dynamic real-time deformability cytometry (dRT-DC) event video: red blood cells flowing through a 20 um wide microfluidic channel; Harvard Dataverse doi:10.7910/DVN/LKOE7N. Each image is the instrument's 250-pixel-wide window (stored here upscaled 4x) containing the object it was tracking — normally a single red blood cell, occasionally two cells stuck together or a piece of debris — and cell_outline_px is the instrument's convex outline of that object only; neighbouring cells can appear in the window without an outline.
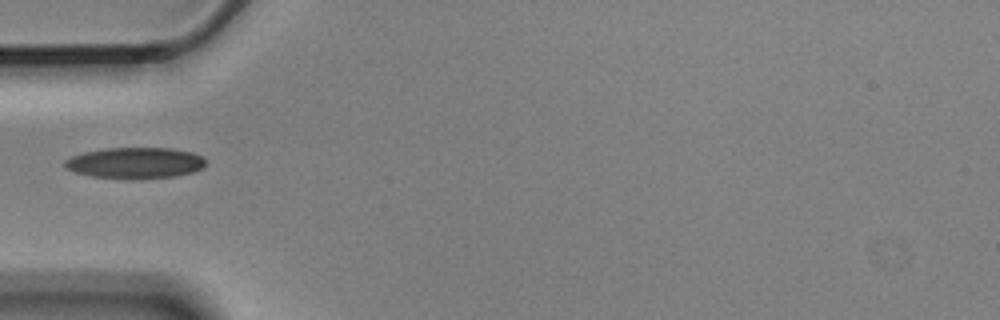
{"species": "Egyptian fruit bat (a non-hibernating species)", "species_latin": "Rousettus aegyptiacus", "temperature_condition": "cold", "stored_images_in_passage": 5, "camera_frame_rate_fps": 3000, "um_per_image_px": 0.085, "animal": {"sex": "male"}, "frame": {"image": 1, "passage_image": 1, "time_ms": 0.0, "image_size_px": [1000, 320], "cell_outline_px": [[204, 168], [192, 172], [176, 176], [92, 176], [76, 172], [64, 168], [64, 160], [72, 156], [84, 152], [108, 148], [172, 148], [192, 152], [200, 156], [204, 160]], "centroid_in_image_um": [11.48, 13.8], "position_along_channel_um": 73.5, "area_um2": 24.45}}
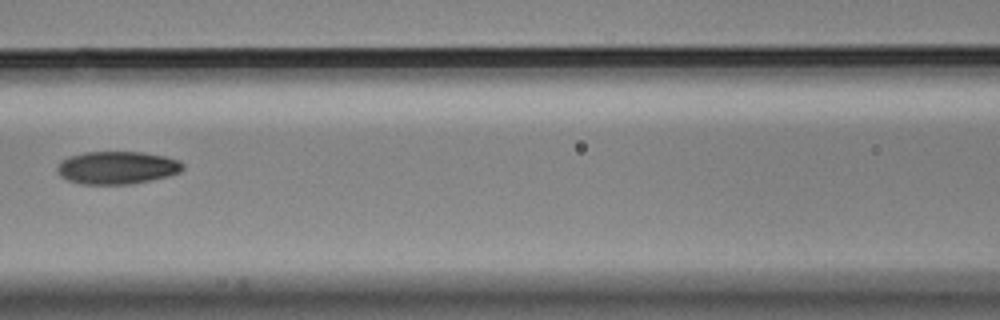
{"frame": {"image": 2, "passage_image": 3, "time_ms": 0.667, "image_size_px": [1000, 320], "cell_outline_px": [[184, 168], [180, 172], [168, 176], [152, 180], [132, 184], [80, 184], [68, 180], [60, 176], [56, 172], [56, 168], [60, 160], [68, 156], [84, 152], [144, 152], [164, 156], [180, 160], [184, 164]], "centroid_in_image_um": [9.94, 14.25], "position_along_channel_um": 156.7, "area_um2": 24.33}}
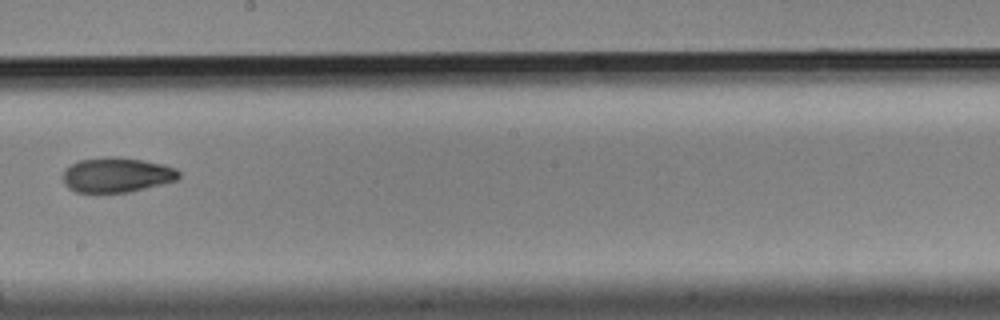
{"frame": {"image": 3, "passage_image": 5, "time_ms": 1.333, "image_size_px": [1000, 320], "cell_outline_px": [[180, 176], [176, 180], [132, 192], [76, 192], [68, 188], [64, 184], [64, 168], [80, 160], [108, 156], [116, 156], [164, 164], [176, 168], [180, 172]], "centroid_in_image_um": [9.93, 14.86], "position_along_channel_um": 238.3, "area_um2": 23.58}}